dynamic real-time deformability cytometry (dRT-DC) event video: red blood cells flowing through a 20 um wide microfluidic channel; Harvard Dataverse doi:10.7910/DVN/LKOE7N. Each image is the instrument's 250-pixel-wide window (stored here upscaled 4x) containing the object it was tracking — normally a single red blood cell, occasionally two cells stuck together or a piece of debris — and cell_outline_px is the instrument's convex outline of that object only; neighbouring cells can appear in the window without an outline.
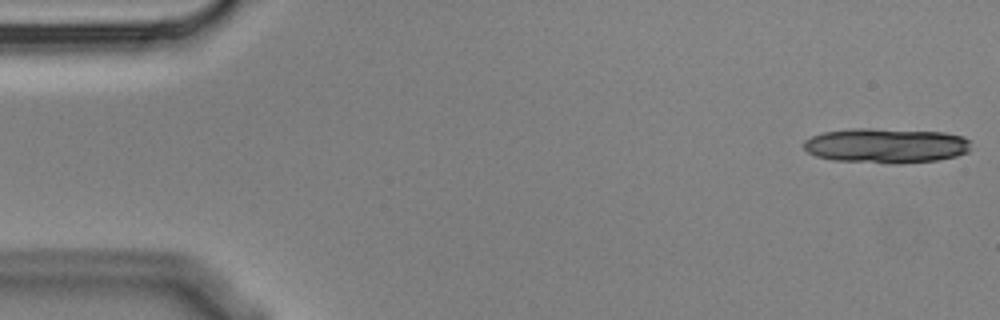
{"species": "Egyptian fruit bat (a non-hibernating species)", "species_latin": "Rousettus aegyptiacus", "temperature_condition": "cold", "stored_images_in_passage": 5, "camera_frame_rate_fps": 3000, "um_per_image_px": 0.085, "animal": {"sex": "male"}, "frame": {"image": 1, "passage_image": 1, "time_ms": 0.0, "image_size_px": [1000, 320], "cell_outline_px": [[972, 140], [968, 152], [956, 156], [936, 160], [896, 164], [832, 160], [816, 156], [808, 152], [804, 148], [804, 140], [812, 136], [824, 132], [852, 128], [872, 128], [944, 132], [964, 136]], "centroid_in_image_um": [75.34, 12.37], "position_along_channel_um": 9.7, "area_um2": 34.28}}